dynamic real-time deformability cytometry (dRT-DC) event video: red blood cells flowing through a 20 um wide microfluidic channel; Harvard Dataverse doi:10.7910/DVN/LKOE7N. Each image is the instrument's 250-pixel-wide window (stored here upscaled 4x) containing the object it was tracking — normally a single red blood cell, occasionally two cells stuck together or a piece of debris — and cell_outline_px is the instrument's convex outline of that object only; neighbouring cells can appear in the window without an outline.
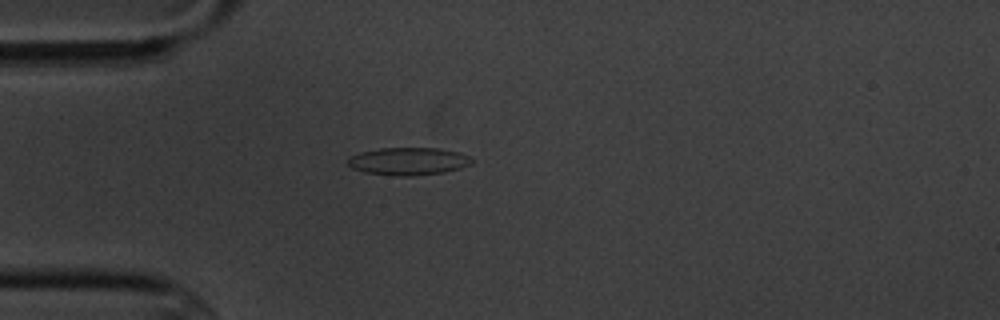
{"species": "common noctule bat (a hibernating species)", "species_latin": "Nyctalus noctula", "temperature_condition": "cold", "stored_images_in_passage": 6, "camera_frame_rate_fps": 3000, "um_per_image_px": 0.085, "animal": {"sex": "male", "body_mass_g": 20.1, "forearm_length_mm": 53.5}, "frame": {"image": 1, "passage_image": 6, "time_ms": 5.667, "image_size_px": [1000, 320], "cell_outline_px": [[476, 160], [472, 164], [460, 168], [444, 172], [412, 176], [396, 176], [364, 172], [352, 168], [348, 164], [348, 156], [360, 152], [380, 148], [440, 148], [460, 152]], "centroid_in_image_um": [34.73, 13.7], "position_along_channel_um": 50.3, "area_um2": 20.17}}